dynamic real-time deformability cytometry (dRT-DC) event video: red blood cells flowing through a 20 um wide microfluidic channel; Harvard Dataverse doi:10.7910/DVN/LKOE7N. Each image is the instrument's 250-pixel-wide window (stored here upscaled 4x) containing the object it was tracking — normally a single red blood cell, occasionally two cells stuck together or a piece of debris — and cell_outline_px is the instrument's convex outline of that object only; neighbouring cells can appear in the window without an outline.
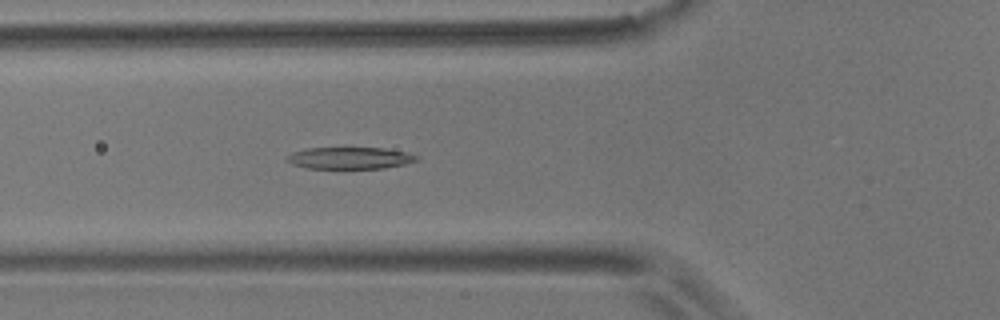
{"species": "common noctule bat (a hibernating species)", "species_latin": "Nyctalus noctula", "temperature_condition": "room temperature", "stored_images_in_passage": 6, "camera_frame_rate_fps": 3000, "um_per_image_px": 0.085, "animal": {"sex": "male", "body_mass_g": 17.9}, "frame": {"image": 1, "passage_image": 6, "time_ms": 1.667, "image_size_px": [1000, 320], "cell_outline_px": [[420, 160], [404, 164], [384, 168], [308, 168], [292, 164], [284, 160], [284, 156], [292, 152], [308, 148], [384, 148], [408, 152], [420, 156]], "centroid_in_image_um": [29.74, 13.43], "position_along_channel_um": 96.1, "area_um2": 16.65}}